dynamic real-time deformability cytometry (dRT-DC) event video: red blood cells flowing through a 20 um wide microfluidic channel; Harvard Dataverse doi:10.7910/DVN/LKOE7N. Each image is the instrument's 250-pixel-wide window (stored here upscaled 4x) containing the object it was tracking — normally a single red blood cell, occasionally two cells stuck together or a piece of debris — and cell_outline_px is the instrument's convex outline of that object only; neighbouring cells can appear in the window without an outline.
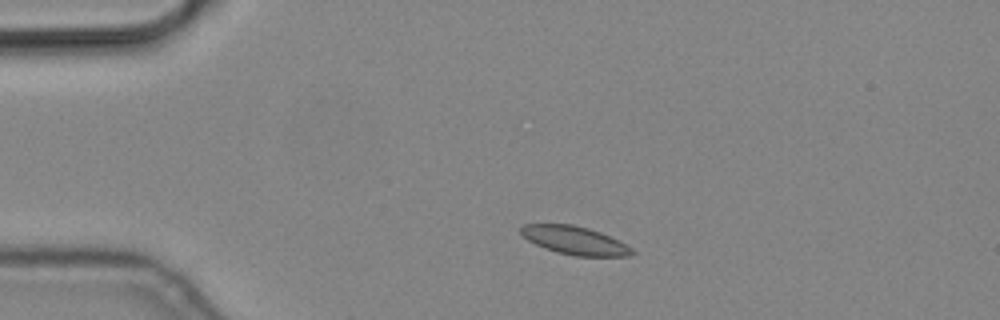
{"species": "common noctule bat (a hibernating species)", "species_latin": "Nyctalus noctula", "temperature_condition": "cold", "stored_images_in_passage": 5, "camera_frame_rate_fps": 3000, "um_per_image_px": 0.085, "animal": {"sex": "male", "body_mass_g": 19.2, "forearm_length_mm": 51.8}, "frame": {"image": 1, "passage_image": 2, "time_ms": 0.333, "image_size_px": [1000, 320], "cell_outline_px": [[636, 252], [628, 256], [576, 256], [556, 252], [544, 248], [528, 240], [520, 232], [520, 228], [524, 224], [572, 224], [588, 228], [600, 232], [620, 240], [632, 248]], "centroid_in_image_um": [48.88, 20.43], "position_along_channel_um": 36.1, "area_um2": 18.32}}
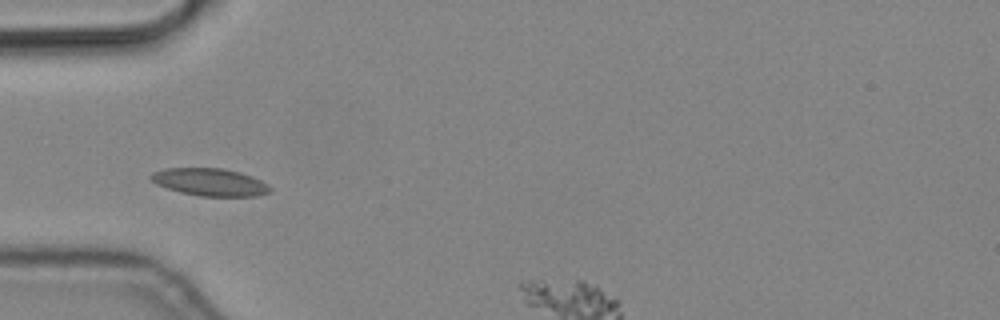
{"frame": {"image": 2, "passage_image": 4, "time_ms": 1.0, "image_size_px": [1000, 320], "cell_outline_px": [[272, 188], [268, 192], [256, 196], [200, 196], [180, 192], [156, 184], [148, 176], [152, 172], [164, 168], [224, 168], [240, 172], [252, 176], [268, 184]], "centroid_in_image_um": [17.83, 15.47], "position_along_channel_um": 67.2, "area_um2": 19.13}}